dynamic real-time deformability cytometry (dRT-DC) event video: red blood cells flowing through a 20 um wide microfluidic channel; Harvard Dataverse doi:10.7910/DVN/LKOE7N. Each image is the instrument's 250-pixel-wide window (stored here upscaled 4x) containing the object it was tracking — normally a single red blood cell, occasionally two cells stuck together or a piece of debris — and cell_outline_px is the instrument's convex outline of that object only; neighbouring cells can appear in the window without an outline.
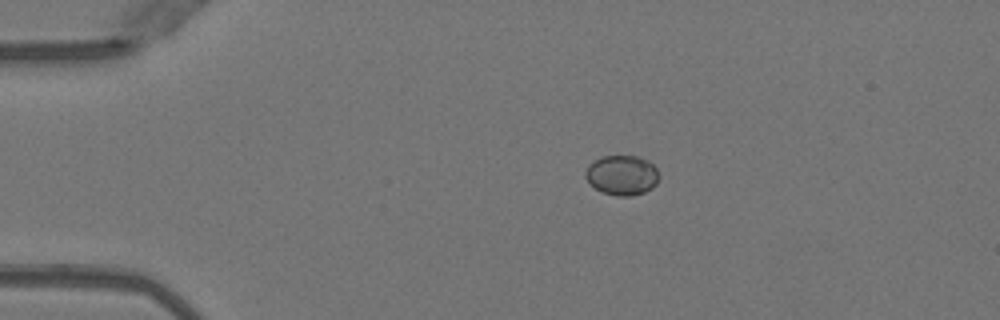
{"species": "Egyptian fruit bat (a non-hibernating species)", "species_latin": "Rousettus aegyptiacus", "temperature_condition": "warm", "stored_images_in_passage": 41, "camera_frame_rate_fps": 3000, "um_per_image_px": 0.085, "animal": {"sex": "female"}, "frame": {"image": 1, "passage_image": 1, "time_ms": 0.0, "image_size_px": [1000, 320], "cell_outline_px": [[660, 176], [656, 184], [652, 188], [644, 192], [632, 196], [616, 196], [604, 192], [596, 188], [584, 176], [584, 172], [588, 164], [592, 160], [600, 156], [640, 156], [648, 160], [656, 168]], "centroid_in_image_um": [52.87, 14.87], "position_along_channel_um": 32.1, "area_um2": 17.28}}
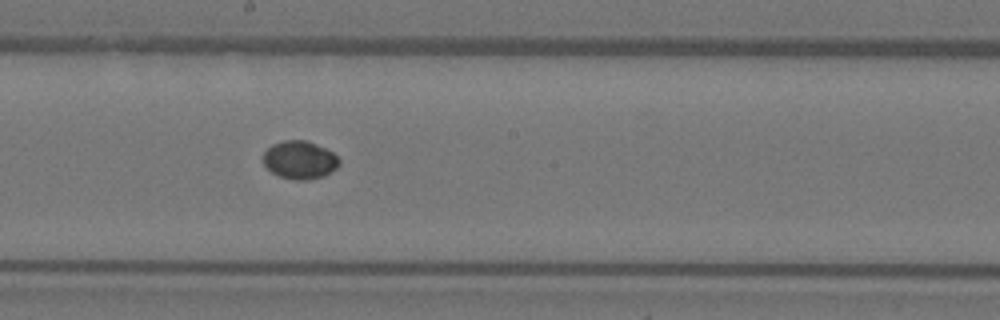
{"frame": {"image": 2, "passage_image": 19, "time_ms": 6.0, "image_size_px": [1000, 320], "cell_outline_px": [[340, 164], [336, 168], [324, 176], [308, 180], [296, 180], [280, 176], [272, 172], [264, 164], [264, 152], [272, 144], [284, 140], [304, 140], [316, 144], [332, 152], [340, 160]], "centroid_in_image_um": [25.49, 13.59], "position_along_channel_um": 222.7, "area_um2": 16.7}}
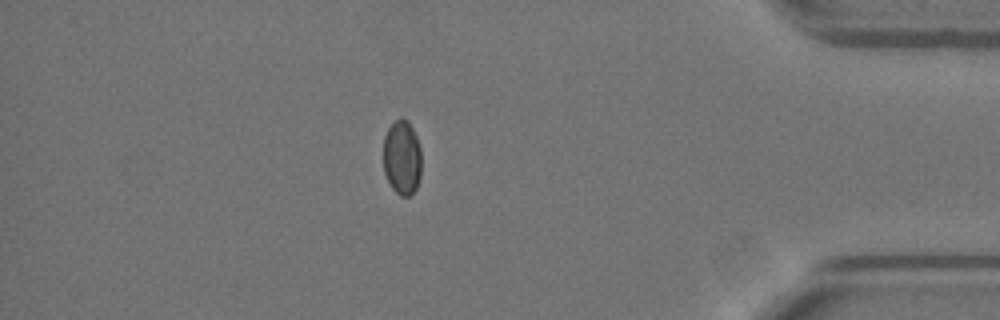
{"frame": {"image": 3, "passage_image": 35, "time_ms": 11.333, "image_size_px": [1000, 320], "cell_outline_px": [[420, 176], [416, 188], [412, 196], [400, 196], [392, 188], [384, 172], [384, 136], [388, 128], [400, 116], [408, 120], [416, 136], [420, 148]], "centroid_in_image_um": [34.17, 13.39], "position_along_channel_um": 401.0, "area_um2": 16.59}}